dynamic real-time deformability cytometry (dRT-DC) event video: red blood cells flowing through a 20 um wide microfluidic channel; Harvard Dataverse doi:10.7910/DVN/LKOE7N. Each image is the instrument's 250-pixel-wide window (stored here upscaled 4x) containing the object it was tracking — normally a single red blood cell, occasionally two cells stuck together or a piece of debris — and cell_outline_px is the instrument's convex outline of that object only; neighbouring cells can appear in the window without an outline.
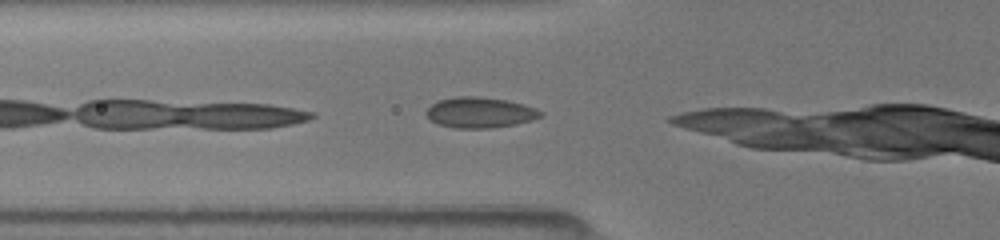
{"species": "common noctule bat (a hibernating species)", "species_latin": "Nyctalus noctula", "temperature_condition": "room temperature", "stored_images_in_passage": 4, "camera_frame_rate_fps": 3000, "um_per_image_px": 0.085, "animal": {"sex": "female", "body_mass_g": 19.5, "forearm_length_mm": 54.1}, "frame": {"image": 1, "passage_image": 2, "time_ms": 0.333, "image_size_px": [1000, 240], "cell_outline_px": [[544, 116], [532, 120], [516, 124], [488, 128], [456, 128], [440, 124], [432, 120], [424, 112], [436, 100], [456, 96], [480, 96], [508, 100], [524, 104], [536, 108], [544, 112]], "centroid_in_image_um": [40.83, 9.54], "position_along_channel_um": 85.0, "area_um2": 20.58}}